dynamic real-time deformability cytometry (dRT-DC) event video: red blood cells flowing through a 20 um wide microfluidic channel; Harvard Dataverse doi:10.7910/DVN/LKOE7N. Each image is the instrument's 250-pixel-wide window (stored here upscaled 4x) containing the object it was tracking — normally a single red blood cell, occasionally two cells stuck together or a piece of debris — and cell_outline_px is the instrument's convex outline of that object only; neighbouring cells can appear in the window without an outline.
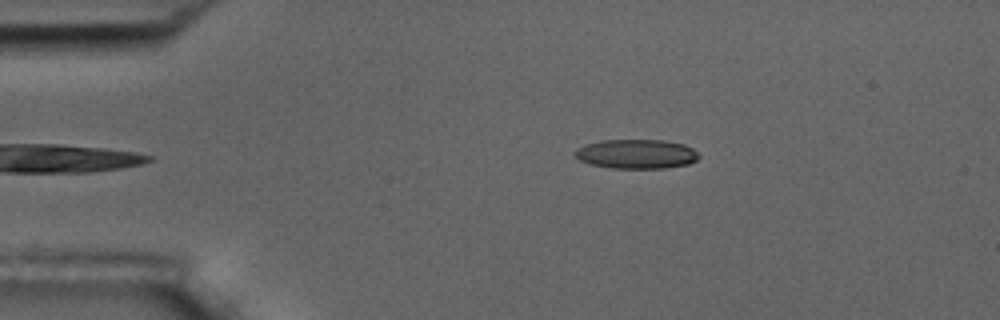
{"species": "common noctule bat (a hibernating species)", "species_latin": "Nyctalus noctula", "temperature_condition": "room temperature", "stored_images_in_passage": 2, "camera_frame_rate_fps": 3000, "um_per_image_px": 0.085, "animal": {"sex": "male", "body_mass_g": 17.5, "forearm_length_mm": 52.3}, "frame": {"image": 1, "passage_image": 2, "time_ms": 1.0, "image_size_px": [1000, 320], "cell_outline_px": [[700, 156], [696, 160], [688, 164], [664, 168], [612, 168], [588, 164], [580, 160], [572, 152], [576, 148], [584, 144], [600, 140], [664, 140], [684, 144], [692, 148]], "centroid_in_image_um": [54.05, 13.08], "position_along_channel_um": 31.0, "area_um2": 21.33}}